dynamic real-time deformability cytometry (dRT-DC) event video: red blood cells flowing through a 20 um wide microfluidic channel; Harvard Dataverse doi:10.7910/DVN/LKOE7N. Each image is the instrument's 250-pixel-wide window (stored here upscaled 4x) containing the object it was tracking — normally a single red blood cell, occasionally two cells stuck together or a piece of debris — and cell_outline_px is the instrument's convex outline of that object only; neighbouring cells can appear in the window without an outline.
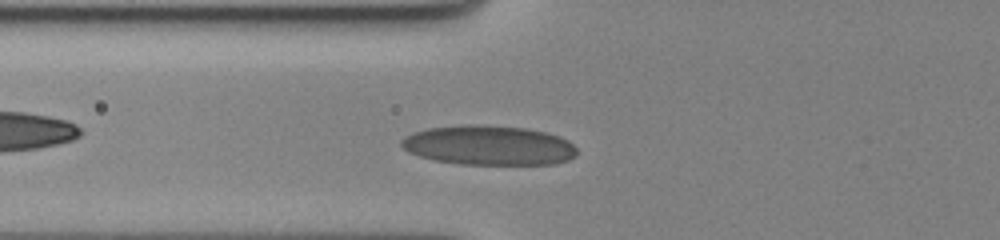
{"species": "human", "species_latin": "Homo sapiens", "temperature_condition": "cold", "stored_images_in_passage": 4, "camera_frame_rate_fps": 3000, "um_per_image_px": 0.085, "donor": {"sex": "female"}, "frame": {"image": 1, "passage_image": 3, "time_ms": 0.667, "image_size_px": [1000, 240], "cell_outline_px": [[576, 156], [568, 160], [552, 164], [460, 164], [432, 160], [408, 152], [400, 144], [400, 140], [416, 132], [428, 128], [464, 124], [468, 124], [524, 128], [548, 132], [560, 136], [568, 140], [576, 148]], "centroid_in_image_um": [41.56, 12.35], "position_along_channel_um": 84.2, "area_um2": 40.46}}